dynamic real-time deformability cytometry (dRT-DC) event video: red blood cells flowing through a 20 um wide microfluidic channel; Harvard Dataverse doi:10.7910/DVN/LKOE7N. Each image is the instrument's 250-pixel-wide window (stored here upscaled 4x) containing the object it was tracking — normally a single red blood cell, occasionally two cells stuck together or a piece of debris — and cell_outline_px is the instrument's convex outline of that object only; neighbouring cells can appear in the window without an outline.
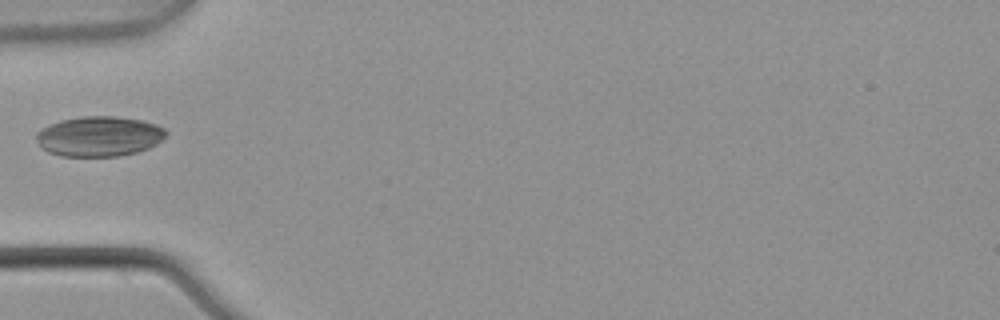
{"species": "common noctule bat (a hibernating species)", "species_latin": "Nyctalus noctula", "temperature_condition": "warm", "stored_images_in_passage": 8, "camera_frame_rate_fps": 3000, "um_per_image_px": 0.085, "animal": {"sex": "male", "body_mass_g": 21.5, "forearm_length_mm": 52.0}, "frame": {"image": 1, "passage_image": 7, "time_ms": 2.0, "image_size_px": [1000, 320], "cell_outline_px": [[168, 132], [156, 144], [148, 148], [136, 152], [116, 156], [60, 156], [48, 152], [40, 148], [36, 140], [36, 132], [48, 124], [60, 120], [80, 116], [116, 116], [140, 120], [156, 124], [164, 128]], "centroid_in_image_um": [8.38, 11.58], "position_along_channel_um": 76.6, "area_um2": 30.46}}
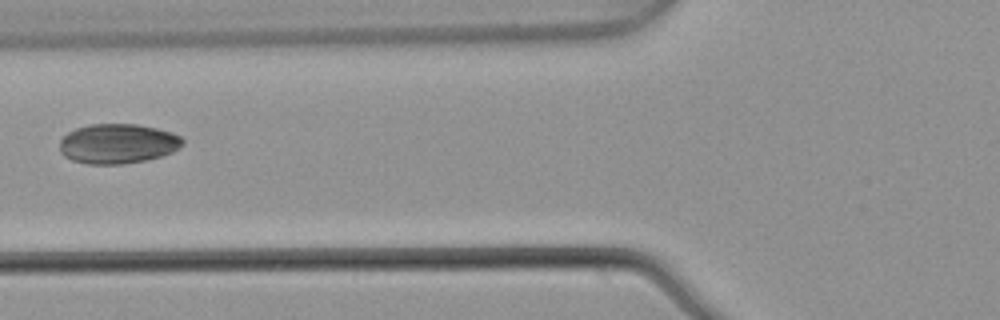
{"frame": {"image": 2, "passage_image": 8, "time_ms": 2.333, "image_size_px": [1000, 320], "cell_outline_px": [[184, 144], [180, 148], [172, 152], [160, 156], [144, 160], [124, 164], [88, 164], [72, 160], [64, 156], [60, 152], [60, 140], [68, 132], [76, 128], [92, 124], [136, 124], [156, 128], [172, 132], [180, 136], [184, 140]], "centroid_in_image_um": [10.02, 12.21], "position_along_channel_um": 115.8, "area_um2": 28.55}}